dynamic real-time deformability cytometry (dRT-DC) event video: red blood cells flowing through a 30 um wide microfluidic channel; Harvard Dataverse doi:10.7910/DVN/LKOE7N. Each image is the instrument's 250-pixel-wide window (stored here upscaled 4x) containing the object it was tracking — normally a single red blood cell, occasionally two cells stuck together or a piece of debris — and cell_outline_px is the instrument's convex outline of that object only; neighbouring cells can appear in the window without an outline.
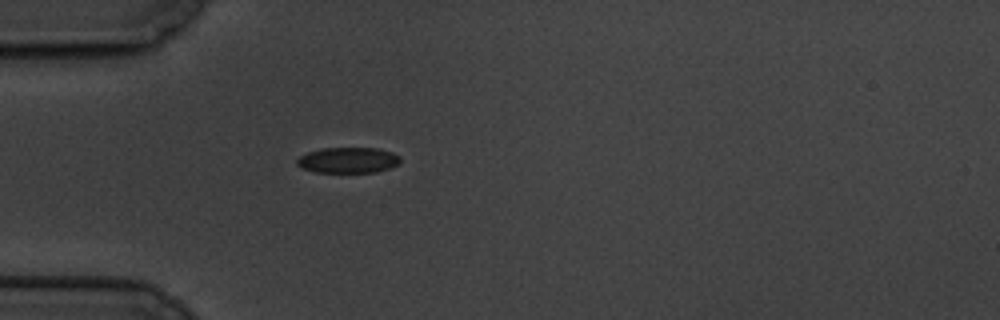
{"species": "common noctule bat (a hibernating species)", "species_latin": "Nyctalus noctula", "temperature_condition": "cold", "stored_images_in_passage": 1, "camera_frame_rate_fps": 3000, "um_per_image_px": 0.085, "animal": {"sex": "male", "body_mass_g": 19.5, "forearm_length_mm": 54.6}, "frame": {"image": 1, "passage_image": 1, "time_ms": 0.0, "image_size_px": [1000, 320], "cell_outline_px": [[400, 164], [376, 172], [316, 172], [304, 168], [296, 164], [296, 160], [300, 156], [308, 152], [324, 148], [376, 148], [392, 152], [400, 156]], "centroid_in_image_um": [29.61, 13.61], "position_along_channel_um": 55.4, "area_um2": 15.37}}